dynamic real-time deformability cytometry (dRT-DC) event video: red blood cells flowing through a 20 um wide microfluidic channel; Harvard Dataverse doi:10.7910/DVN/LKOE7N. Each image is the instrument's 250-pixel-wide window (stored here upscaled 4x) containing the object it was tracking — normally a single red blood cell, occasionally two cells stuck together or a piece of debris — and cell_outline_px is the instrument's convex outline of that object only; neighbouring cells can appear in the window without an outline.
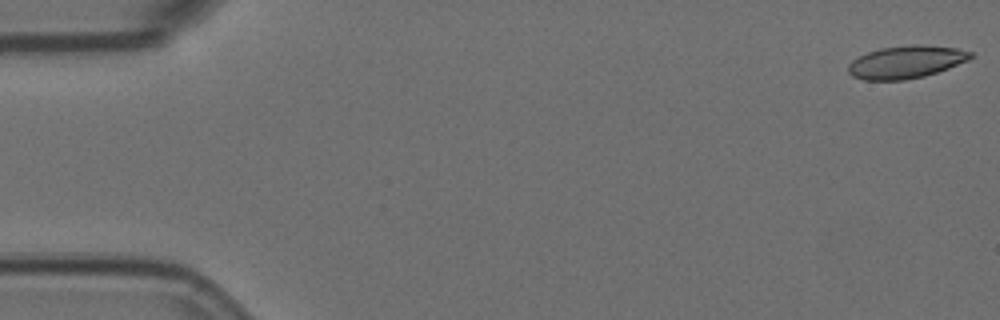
{"species": "Egyptian fruit bat (a non-hibernating species)", "species_latin": "Rousettus aegyptiacus", "temperature_condition": "room temperature", "stored_images_in_passage": 57, "camera_frame_rate_fps": 3000, "um_per_image_px": 0.085, "animal": {"sex": "female"}, "frame": {"image": 1, "passage_image": 1, "time_ms": 0.0, "image_size_px": [1000, 320], "cell_outline_px": [[976, 56], [968, 60], [948, 68], [924, 76], [904, 80], [864, 80], [852, 76], [848, 72], [848, 64], [852, 60], [868, 52], [880, 48], [912, 44], [920, 44], [956, 48], [972, 52]], "centroid_in_image_um": [77.02, 5.26], "position_along_channel_um": 8.0, "area_um2": 23.29}}
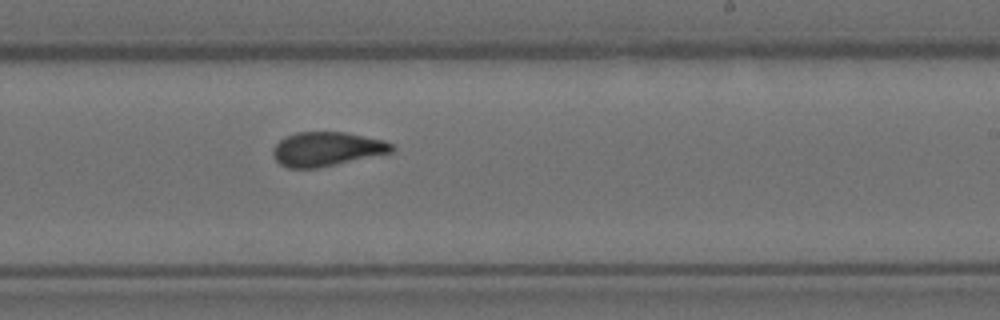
{"frame": {"image": 2, "passage_image": 34, "time_ms": 11.0, "image_size_px": [1000, 320], "cell_outline_px": [[396, 148], [392, 152], [316, 168], [288, 168], [280, 164], [272, 156], [272, 148], [284, 136], [296, 132], [344, 132], [384, 140], [392, 144]], "centroid_in_image_um": [27.73, 12.66], "position_along_channel_um": 261.3, "area_um2": 23.58}}
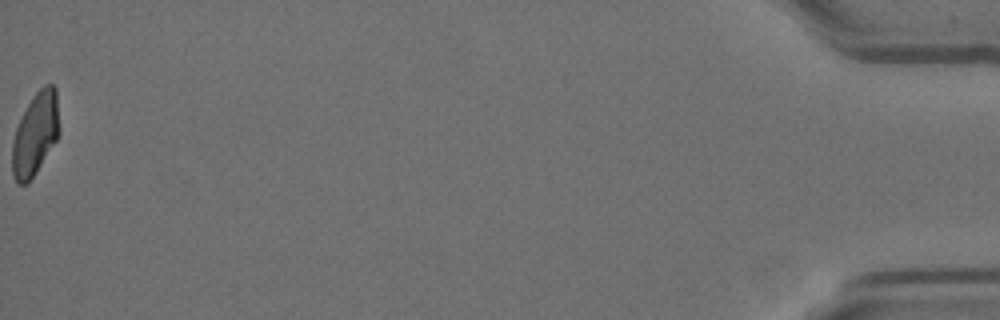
{"frame": {"image": 3, "passage_image": 57, "time_ms": 18.667, "image_size_px": [1000, 320], "cell_outline_px": [[60, 132], [56, 140], [32, 176], [24, 184], [16, 184], [12, 176], [12, 140], [16, 128], [32, 96], [44, 84], [52, 84], [56, 88], [60, 128]], "centroid_in_image_um": [3.0, 11.35], "position_along_channel_um": 432.2, "area_um2": 22.48}, "authors_computed_cell_mechanics": {"area_um2": 23.698, "velocity_mm_per_s": 3.5744, "shape_relaxation_time_tau1_ms": 6.372, "shape_relaxation_time_tau2_ms": 1.4565, "deformation_change_tau1": 0.1757, "deformation_change_tau2": 0.0705}}